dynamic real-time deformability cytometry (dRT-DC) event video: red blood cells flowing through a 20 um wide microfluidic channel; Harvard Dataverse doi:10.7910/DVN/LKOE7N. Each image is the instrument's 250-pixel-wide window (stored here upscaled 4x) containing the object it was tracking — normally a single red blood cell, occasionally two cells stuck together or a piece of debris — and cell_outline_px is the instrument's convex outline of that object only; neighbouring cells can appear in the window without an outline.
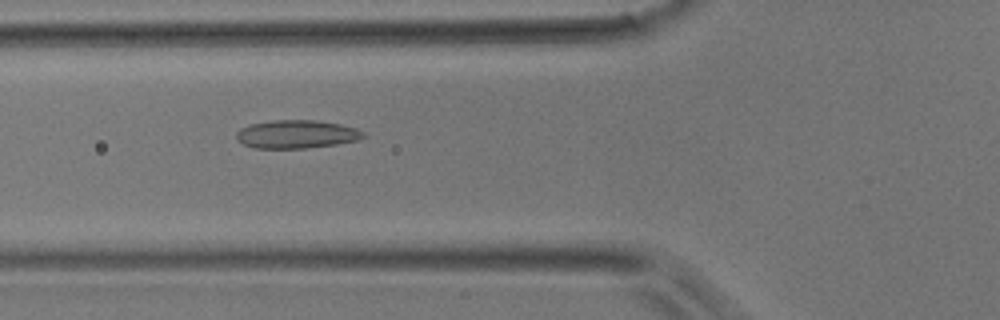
{"species": "common noctule bat (a hibernating species)", "species_latin": "Nyctalus noctula", "temperature_condition": "room temperature", "stored_images_in_passage": 49, "camera_frame_rate_fps": 3000, "um_per_image_px": 0.085, "animal": {"sex": "male", "body_mass_g": 17.9}, "frame": {"image": 1, "passage_image": 18, "time_ms": 5.667, "image_size_px": [1000, 320], "cell_outline_px": [[368, 136], [360, 140], [336, 144], [308, 148], [256, 148], [244, 144], [236, 140], [236, 132], [240, 128], [248, 124], [276, 120], [316, 120], [340, 124], [356, 128], [364, 132]], "centroid_in_image_um": [25.23, 11.41], "position_along_channel_um": 100.6, "area_um2": 21.1}}
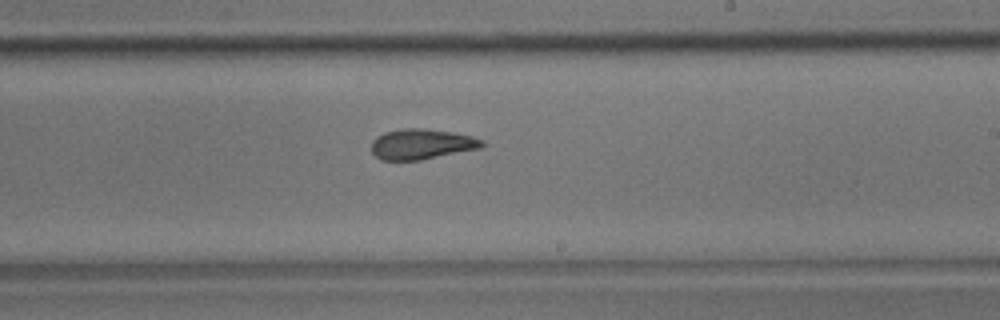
{"frame": {"image": 2, "passage_image": 29, "time_ms": 9.333, "image_size_px": [1000, 320], "cell_outline_px": [[484, 144], [480, 148], [420, 160], [380, 160], [372, 152], [372, 140], [376, 136], [384, 132], [400, 128], [420, 128], [452, 132], [472, 136], [484, 140]], "centroid_in_image_um": [35.81, 12.24], "position_along_channel_um": 253.2, "area_um2": 19.59}}
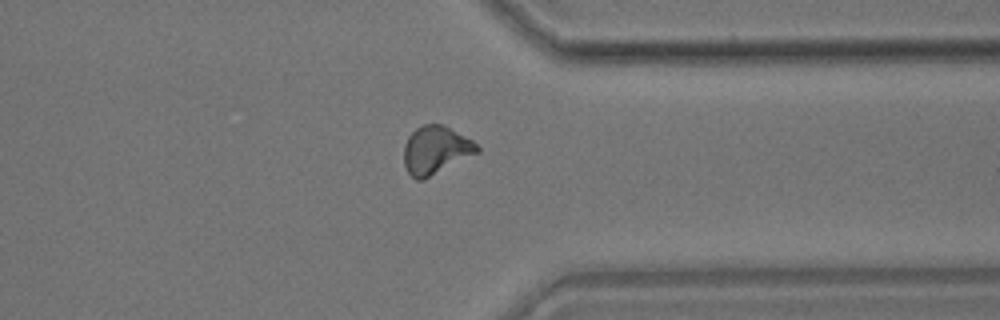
{"frame": {"image": 3, "passage_image": 38, "time_ms": 12.333, "image_size_px": [1000, 320], "cell_outline_px": [[480, 152], [424, 180], [416, 180], [408, 172], [404, 164], [404, 144], [408, 136], [416, 128], [424, 124], [440, 124], [472, 140], [480, 148]], "centroid_in_image_um": [37.02, 12.78], "position_along_channel_um": 374.4, "area_um2": 20.46}}